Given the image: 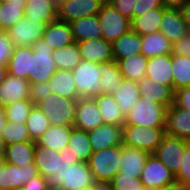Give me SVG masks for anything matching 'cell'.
<instances>
[{"mask_svg": "<svg viewBox=\"0 0 190 190\" xmlns=\"http://www.w3.org/2000/svg\"><path fill=\"white\" fill-rule=\"evenodd\" d=\"M14 50V46L9 40L6 32H0V65L7 66L9 58Z\"/></svg>", "mask_w": 190, "mask_h": 190, "instance_id": "681fc988", "label": "cell"}, {"mask_svg": "<svg viewBox=\"0 0 190 190\" xmlns=\"http://www.w3.org/2000/svg\"><path fill=\"white\" fill-rule=\"evenodd\" d=\"M5 151H6V144H5V142L3 141V139L1 138V135H0V159H4Z\"/></svg>", "mask_w": 190, "mask_h": 190, "instance_id": "94428289", "label": "cell"}, {"mask_svg": "<svg viewBox=\"0 0 190 190\" xmlns=\"http://www.w3.org/2000/svg\"><path fill=\"white\" fill-rule=\"evenodd\" d=\"M37 106L49 119L51 125L73 126L77 99H67L51 93Z\"/></svg>", "mask_w": 190, "mask_h": 190, "instance_id": "ba28073f", "label": "cell"}, {"mask_svg": "<svg viewBox=\"0 0 190 190\" xmlns=\"http://www.w3.org/2000/svg\"><path fill=\"white\" fill-rule=\"evenodd\" d=\"M49 190H82L94 183V177L88 162L71 164L61 174L47 178Z\"/></svg>", "mask_w": 190, "mask_h": 190, "instance_id": "3957f363", "label": "cell"}, {"mask_svg": "<svg viewBox=\"0 0 190 190\" xmlns=\"http://www.w3.org/2000/svg\"><path fill=\"white\" fill-rule=\"evenodd\" d=\"M1 138L7 145L32 141L26 123L6 122L1 132Z\"/></svg>", "mask_w": 190, "mask_h": 190, "instance_id": "7bdbcfd3", "label": "cell"}, {"mask_svg": "<svg viewBox=\"0 0 190 190\" xmlns=\"http://www.w3.org/2000/svg\"><path fill=\"white\" fill-rule=\"evenodd\" d=\"M26 125L31 140L37 142L51 126V123L38 106H33L27 118Z\"/></svg>", "mask_w": 190, "mask_h": 190, "instance_id": "b9f144b4", "label": "cell"}, {"mask_svg": "<svg viewBox=\"0 0 190 190\" xmlns=\"http://www.w3.org/2000/svg\"><path fill=\"white\" fill-rule=\"evenodd\" d=\"M117 11L133 20V9L138 0H107Z\"/></svg>", "mask_w": 190, "mask_h": 190, "instance_id": "f907efd6", "label": "cell"}, {"mask_svg": "<svg viewBox=\"0 0 190 190\" xmlns=\"http://www.w3.org/2000/svg\"><path fill=\"white\" fill-rule=\"evenodd\" d=\"M53 94L65 97L67 99L80 98L72 71L58 69L48 81Z\"/></svg>", "mask_w": 190, "mask_h": 190, "instance_id": "4316f807", "label": "cell"}, {"mask_svg": "<svg viewBox=\"0 0 190 190\" xmlns=\"http://www.w3.org/2000/svg\"><path fill=\"white\" fill-rule=\"evenodd\" d=\"M184 20L188 25V35L190 36V1L184 5L181 9Z\"/></svg>", "mask_w": 190, "mask_h": 190, "instance_id": "6f0895ef", "label": "cell"}, {"mask_svg": "<svg viewBox=\"0 0 190 190\" xmlns=\"http://www.w3.org/2000/svg\"><path fill=\"white\" fill-rule=\"evenodd\" d=\"M159 32L163 33L171 44L188 34V25L180 9L165 8Z\"/></svg>", "mask_w": 190, "mask_h": 190, "instance_id": "d6986e66", "label": "cell"}, {"mask_svg": "<svg viewBox=\"0 0 190 190\" xmlns=\"http://www.w3.org/2000/svg\"><path fill=\"white\" fill-rule=\"evenodd\" d=\"M36 142L25 141L6 146L4 161L18 167L34 163Z\"/></svg>", "mask_w": 190, "mask_h": 190, "instance_id": "83f0119b", "label": "cell"}, {"mask_svg": "<svg viewBox=\"0 0 190 190\" xmlns=\"http://www.w3.org/2000/svg\"><path fill=\"white\" fill-rule=\"evenodd\" d=\"M165 132L190 141V112L172 104L167 108Z\"/></svg>", "mask_w": 190, "mask_h": 190, "instance_id": "ac0fdd59", "label": "cell"}, {"mask_svg": "<svg viewBox=\"0 0 190 190\" xmlns=\"http://www.w3.org/2000/svg\"><path fill=\"white\" fill-rule=\"evenodd\" d=\"M21 190H49L48 181L39 174L22 186Z\"/></svg>", "mask_w": 190, "mask_h": 190, "instance_id": "db71d44e", "label": "cell"}, {"mask_svg": "<svg viewBox=\"0 0 190 190\" xmlns=\"http://www.w3.org/2000/svg\"><path fill=\"white\" fill-rule=\"evenodd\" d=\"M165 190H190V188L174 185V186L165 188Z\"/></svg>", "mask_w": 190, "mask_h": 190, "instance_id": "6125c7cd", "label": "cell"}, {"mask_svg": "<svg viewBox=\"0 0 190 190\" xmlns=\"http://www.w3.org/2000/svg\"><path fill=\"white\" fill-rule=\"evenodd\" d=\"M121 159V145L93 151L89 158V169L95 181L111 182L119 173Z\"/></svg>", "mask_w": 190, "mask_h": 190, "instance_id": "5b68a950", "label": "cell"}, {"mask_svg": "<svg viewBox=\"0 0 190 190\" xmlns=\"http://www.w3.org/2000/svg\"><path fill=\"white\" fill-rule=\"evenodd\" d=\"M165 7L181 9L189 0H163Z\"/></svg>", "mask_w": 190, "mask_h": 190, "instance_id": "9f6ffc18", "label": "cell"}, {"mask_svg": "<svg viewBox=\"0 0 190 190\" xmlns=\"http://www.w3.org/2000/svg\"><path fill=\"white\" fill-rule=\"evenodd\" d=\"M82 190H91V186L85 187Z\"/></svg>", "mask_w": 190, "mask_h": 190, "instance_id": "003e7915", "label": "cell"}, {"mask_svg": "<svg viewBox=\"0 0 190 190\" xmlns=\"http://www.w3.org/2000/svg\"><path fill=\"white\" fill-rule=\"evenodd\" d=\"M42 39L53 50L72 44L74 36L70 23L55 20L47 24Z\"/></svg>", "mask_w": 190, "mask_h": 190, "instance_id": "cb8c5ba5", "label": "cell"}, {"mask_svg": "<svg viewBox=\"0 0 190 190\" xmlns=\"http://www.w3.org/2000/svg\"><path fill=\"white\" fill-rule=\"evenodd\" d=\"M34 104L30 99H24L11 103L4 107L6 120L8 122L26 123Z\"/></svg>", "mask_w": 190, "mask_h": 190, "instance_id": "ee69618b", "label": "cell"}, {"mask_svg": "<svg viewBox=\"0 0 190 190\" xmlns=\"http://www.w3.org/2000/svg\"><path fill=\"white\" fill-rule=\"evenodd\" d=\"M171 54L173 56L190 57V36L188 34L172 43Z\"/></svg>", "mask_w": 190, "mask_h": 190, "instance_id": "816d5d0a", "label": "cell"}, {"mask_svg": "<svg viewBox=\"0 0 190 190\" xmlns=\"http://www.w3.org/2000/svg\"><path fill=\"white\" fill-rule=\"evenodd\" d=\"M172 54L148 58L146 77L173 88Z\"/></svg>", "mask_w": 190, "mask_h": 190, "instance_id": "603a6c76", "label": "cell"}, {"mask_svg": "<svg viewBox=\"0 0 190 190\" xmlns=\"http://www.w3.org/2000/svg\"><path fill=\"white\" fill-rule=\"evenodd\" d=\"M75 86L80 98H95L104 94L101 83V64L82 60L72 70Z\"/></svg>", "mask_w": 190, "mask_h": 190, "instance_id": "52a82bcc", "label": "cell"}, {"mask_svg": "<svg viewBox=\"0 0 190 190\" xmlns=\"http://www.w3.org/2000/svg\"><path fill=\"white\" fill-rule=\"evenodd\" d=\"M24 17L40 20L46 25L57 20V0H26Z\"/></svg>", "mask_w": 190, "mask_h": 190, "instance_id": "d4e9b609", "label": "cell"}, {"mask_svg": "<svg viewBox=\"0 0 190 190\" xmlns=\"http://www.w3.org/2000/svg\"><path fill=\"white\" fill-rule=\"evenodd\" d=\"M114 190H143L144 185L140 178L117 173L111 181Z\"/></svg>", "mask_w": 190, "mask_h": 190, "instance_id": "bcb514c9", "label": "cell"}, {"mask_svg": "<svg viewBox=\"0 0 190 190\" xmlns=\"http://www.w3.org/2000/svg\"><path fill=\"white\" fill-rule=\"evenodd\" d=\"M143 190H165V188H160V189L144 188Z\"/></svg>", "mask_w": 190, "mask_h": 190, "instance_id": "03108f58", "label": "cell"}, {"mask_svg": "<svg viewBox=\"0 0 190 190\" xmlns=\"http://www.w3.org/2000/svg\"><path fill=\"white\" fill-rule=\"evenodd\" d=\"M173 90L190 87V57L172 55Z\"/></svg>", "mask_w": 190, "mask_h": 190, "instance_id": "60d3db41", "label": "cell"}, {"mask_svg": "<svg viewBox=\"0 0 190 190\" xmlns=\"http://www.w3.org/2000/svg\"><path fill=\"white\" fill-rule=\"evenodd\" d=\"M7 75H8L7 66L0 65V85L3 83Z\"/></svg>", "mask_w": 190, "mask_h": 190, "instance_id": "91938a15", "label": "cell"}, {"mask_svg": "<svg viewBox=\"0 0 190 190\" xmlns=\"http://www.w3.org/2000/svg\"><path fill=\"white\" fill-rule=\"evenodd\" d=\"M113 57L116 62L135 54H141V36L132 29L112 43Z\"/></svg>", "mask_w": 190, "mask_h": 190, "instance_id": "484cf974", "label": "cell"}, {"mask_svg": "<svg viewBox=\"0 0 190 190\" xmlns=\"http://www.w3.org/2000/svg\"><path fill=\"white\" fill-rule=\"evenodd\" d=\"M186 142L185 139L165 134L153 154L176 175L180 170Z\"/></svg>", "mask_w": 190, "mask_h": 190, "instance_id": "4fadbf2b", "label": "cell"}, {"mask_svg": "<svg viewBox=\"0 0 190 190\" xmlns=\"http://www.w3.org/2000/svg\"><path fill=\"white\" fill-rule=\"evenodd\" d=\"M48 81L30 83V100L37 106L44 98L48 97L52 91Z\"/></svg>", "mask_w": 190, "mask_h": 190, "instance_id": "7dc6e473", "label": "cell"}, {"mask_svg": "<svg viewBox=\"0 0 190 190\" xmlns=\"http://www.w3.org/2000/svg\"><path fill=\"white\" fill-rule=\"evenodd\" d=\"M52 58L57 69L72 71L82 61L81 53L77 42L55 49Z\"/></svg>", "mask_w": 190, "mask_h": 190, "instance_id": "74e56055", "label": "cell"}, {"mask_svg": "<svg viewBox=\"0 0 190 190\" xmlns=\"http://www.w3.org/2000/svg\"><path fill=\"white\" fill-rule=\"evenodd\" d=\"M107 0H59L57 20L70 23L79 18L98 15Z\"/></svg>", "mask_w": 190, "mask_h": 190, "instance_id": "8fae6325", "label": "cell"}, {"mask_svg": "<svg viewBox=\"0 0 190 190\" xmlns=\"http://www.w3.org/2000/svg\"><path fill=\"white\" fill-rule=\"evenodd\" d=\"M138 89L143 99L154 100L167 108L174 104L175 91L171 86L159 84L145 76L138 81Z\"/></svg>", "mask_w": 190, "mask_h": 190, "instance_id": "7402d4cb", "label": "cell"}, {"mask_svg": "<svg viewBox=\"0 0 190 190\" xmlns=\"http://www.w3.org/2000/svg\"><path fill=\"white\" fill-rule=\"evenodd\" d=\"M7 120H6V115H5V111L2 107H0V135L2 132V129L4 128V125L6 124Z\"/></svg>", "mask_w": 190, "mask_h": 190, "instance_id": "680465c9", "label": "cell"}, {"mask_svg": "<svg viewBox=\"0 0 190 190\" xmlns=\"http://www.w3.org/2000/svg\"><path fill=\"white\" fill-rule=\"evenodd\" d=\"M174 103L190 112V87H182L175 91Z\"/></svg>", "mask_w": 190, "mask_h": 190, "instance_id": "f5cc1de1", "label": "cell"}, {"mask_svg": "<svg viewBox=\"0 0 190 190\" xmlns=\"http://www.w3.org/2000/svg\"><path fill=\"white\" fill-rule=\"evenodd\" d=\"M113 97L125 116L140 98L138 82L123 78Z\"/></svg>", "mask_w": 190, "mask_h": 190, "instance_id": "8d00e7d4", "label": "cell"}, {"mask_svg": "<svg viewBox=\"0 0 190 190\" xmlns=\"http://www.w3.org/2000/svg\"><path fill=\"white\" fill-rule=\"evenodd\" d=\"M74 42L91 40L102 37L98 15L79 18L70 22Z\"/></svg>", "mask_w": 190, "mask_h": 190, "instance_id": "f1b7e54d", "label": "cell"}, {"mask_svg": "<svg viewBox=\"0 0 190 190\" xmlns=\"http://www.w3.org/2000/svg\"><path fill=\"white\" fill-rule=\"evenodd\" d=\"M165 134V127L123 125L122 145L142 149L153 154Z\"/></svg>", "mask_w": 190, "mask_h": 190, "instance_id": "277c9868", "label": "cell"}, {"mask_svg": "<svg viewBox=\"0 0 190 190\" xmlns=\"http://www.w3.org/2000/svg\"><path fill=\"white\" fill-rule=\"evenodd\" d=\"M175 179L176 185L190 188V141L186 142L180 170L175 175Z\"/></svg>", "mask_w": 190, "mask_h": 190, "instance_id": "f6af8a7d", "label": "cell"}, {"mask_svg": "<svg viewBox=\"0 0 190 190\" xmlns=\"http://www.w3.org/2000/svg\"><path fill=\"white\" fill-rule=\"evenodd\" d=\"M28 80L30 83L49 81L58 70L52 58L53 49L41 38L32 46Z\"/></svg>", "mask_w": 190, "mask_h": 190, "instance_id": "8992f818", "label": "cell"}, {"mask_svg": "<svg viewBox=\"0 0 190 190\" xmlns=\"http://www.w3.org/2000/svg\"><path fill=\"white\" fill-rule=\"evenodd\" d=\"M165 8H156L134 18L131 21L132 30L140 36L159 32Z\"/></svg>", "mask_w": 190, "mask_h": 190, "instance_id": "836d02e7", "label": "cell"}, {"mask_svg": "<svg viewBox=\"0 0 190 190\" xmlns=\"http://www.w3.org/2000/svg\"><path fill=\"white\" fill-rule=\"evenodd\" d=\"M161 7H165L163 0H138L133 9V19Z\"/></svg>", "mask_w": 190, "mask_h": 190, "instance_id": "c3c4849f", "label": "cell"}, {"mask_svg": "<svg viewBox=\"0 0 190 190\" xmlns=\"http://www.w3.org/2000/svg\"><path fill=\"white\" fill-rule=\"evenodd\" d=\"M72 128L73 126L51 125L37 143L40 146L60 151L68 146Z\"/></svg>", "mask_w": 190, "mask_h": 190, "instance_id": "e575fe53", "label": "cell"}, {"mask_svg": "<svg viewBox=\"0 0 190 190\" xmlns=\"http://www.w3.org/2000/svg\"><path fill=\"white\" fill-rule=\"evenodd\" d=\"M77 43L82 60L99 64L114 60L112 43L102 37Z\"/></svg>", "mask_w": 190, "mask_h": 190, "instance_id": "e0dca14e", "label": "cell"}, {"mask_svg": "<svg viewBox=\"0 0 190 190\" xmlns=\"http://www.w3.org/2000/svg\"><path fill=\"white\" fill-rule=\"evenodd\" d=\"M101 83L100 86L104 94L113 95L120 87L123 80L118 62L115 60L101 63Z\"/></svg>", "mask_w": 190, "mask_h": 190, "instance_id": "f35d334b", "label": "cell"}, {"mask_svg": "<svg viewBox=\"0 0 190 190\" xmlns=\"http://www.w3.org/2000/svg\"><path fill=\"white\" fill-rule=\"evenodd\" d=\"M30 99V81L8 74L0 85V107Z\"/></svg>", "mask_w": 190, "mask_h": 190, "instance_id": "2e32d148", "label": "cell"}, {"mask_svg": "<svg viewBox=\"0 0 190 190\" xmlns=\"http://www.w3.org/2000/svg\"><path fill=\"white\" fill-rule=\"evenodd\" d=\"M140 180L144 188L160 189L176 185L175 174L154 154L147 158Z\"/></svg>", "mask_w": 190, "mask_h": 190, "instance_id": "30bf717a", "label": "cell"}, {"mask_svg": "<svg viewBox=\"0 0 190 190\" xmlns=\"http://www.w3.org/2000/svg\"><path fill=\"white\" fill-rule=\"evenodd\" d=\"M141 54L146 58L171 54V42L160 32L141 36Z\"/></svg>", "mask_w": 190, "mask_h": 190, "instance_id": "f546056e", "label": "cell"}, {"mask_svg": "<svg viewBox=\"0 0 190 190\" xmlns=\"http://www.w3.org/2000/svg\"><path fill=\"white\" fill-rule=\"evenodd\" d=\"M46 24L40 20L23 17L6 31L14 47L32 46L43 37Z\"/></svg>", "mask_w": 190, "mask_h": 190, "instance_id": "7c38bea8", "label": "cell"}, {"mask_svg": "<svg viewBox=\"0 0 190 190\" xmlns=\"http://www.w3.org/2000/svg\"><path fill=\"white\" fill-rule=\"evenodd\" d=\"M4 164H5L4 159H0V173H1V171L3 170Z\"/></svg>", "mask_w": 190, "mask_h": 190, "instance_id": "e7e4bbea", "label": "cell"}, {"mask_svg": "<svg viewBox=\"0 0 190 190\" xmlns=\"http://www.w3.org/2000/svg\"><path fill=\"white\" fill-rule=\"evenodd\" d=\"M27 2L0 3V28L6 32L24 17V7Z\"/></svg>", "mask_w": 190, "mask_h": 190, "instance_id": "ab89813d", "label": "cell"}, {"mask_svg": "<svg viewBox=\"0 0 190 190\" xmlns=\"http://www.w3.org/2000/svg\"><path fill=\"white\" fill-rule=\"evenodd\" d=\"M81 162L80 159H74L68 152V147H64L60 151L40 146L36 142L34 165L38 169L39 174L44 178H48L53 174H61L71 164Z\"/></svg>", "mask_w": 190, "mask_h": 190, "instance_id": "7a4b0ae2", "label": "cell"}, {"mask_svg": "<svg viewBox=\"0 0 190 190\" xmlns=\"http://www.w3.org/2000/svg\"><path fill=\"white\" fill-rule=\"evenodd\" d=\"M39 175L34 163L18 167L5 162L0 173V190H21L30 179Z\"/></svg>", "mask_w": 190, "mask_h": 190, "instance_id": "5bb4252c", "label": "cell"}, {"mask_svg": "<svg viewBox=\"0 0 190 190\" xmlns=\"http://www.w3.org/2000/svg\"><path fill=\"white\" fill-rule=\"evenodd\" d=\"M91 190H114L111 182L108 181H94L91 185Z\"/></svg>", "mask_w": 190, "mask_h": 190, "instance_id": "11a10c76", "label": "cell"}, {"mask_svg": "<svg viewBox=\"0 0 190 190\" xmlns=\"http://www.w3.org/2000/svg\"><path fill=\"white\" fill-rule=\"evenodd\" d=\"M147 64L148 58L142 54H135L118 61L121 75L125 79L136 82L140 81L146 76Z\"/></svg>", "mask_w": 190, "mask_h": 190, "instance_id": "d590c367", "label": "cell"}, {"mask_svg": "<svg viewBox=\"0 0 190 190\" xmlns=\"http://www.w3.org/2000/svg\"><path fill=\"white\" fill-rule=\"evenodd\" d=\"M93 151L122 145V126L102 124L88 132Z\"/></svg>", "mask_w": 190, "mask_h": 190, "instance_id": "ffe728a7", "label": "cell"}, {"mask_svg": "<svg viewBox=\"0 0 190 190\" xmlns=\"http://www.w3.org/2000/svg\"><path fill=\"white\" fill-rule=\"evenodd\" d=\"M150 153L125 145H121V159L119 173H124L134 178H140L142 169Z\"/></svg>", "mask_w": 190, "mask_h": 190, "instance_id": "44dd1931", "label": "cell"}, {"mask_svg": "<svg viewBox=\"0 0 190 190\" xmlns=\"http://www.w3.org/2000/svg\"><path fill=\"white\" fill-rule=\"evenodd\" d=\"M102 124L104 123L95 98H78L73 127L89 132Z\"/></svg>", "mask_w": 190, "mask_h": 190, "instance_id": "9a60e30c", "label": "cell"}, {"mask_svg": "<svg viewBox=\"0 0 190 190\" xmlns=\"http://www.w3.org/2000/svg\"><path fill=\"white\" fill-rule=\"evenodd\" d=\"M67 147L74 159H80L83 162H88L93 153L88 132L74 127L71 129Z\"/></svg>", "mask_w": 190, "mask_h": 190, "instance_id": "d6a6232c", "label": "cell"}, {"mask_svg": "<svg viewBox=\"0 0 190 190\" xmlns=\"http://www.w3.org/2000/svg\"><path fill=\"white\" fill-rule=\"evenodd\" d=\"M30 57H32L31 46L14 47L7 64L8 74L28 79Z\"/></svg>", "mask_w": 190, "mask_h": 190, "instance_id": "1f68e13d", "label": "cell"}, {"mask_svg": "<svg viewBox=\"0 0 190 190\" xmlns=\"http://www.w3.org/2000/svg\"><path fill=\"white\" fill-rule=\"evenodd\" d=\"M6 2H27L26 0H0V3H6Z\"/></svg>", "mask_w": 190, "mask_h": 190, "instance_id": "be15d7a7", "label": "cell"}, {"mask_svg": "<svg viewBox=\"0 0 190 190\" xmlns=\"http://www.w3.org/2000/svg\"><path fill=\"white\" fill-rule=\"evenodd\" d=\"M98 19L102 38L111 43L132 29L131 20L123 16L108 1L98 13Z\"/></svg>", "mask_w": 190, "mask_h": 190, "instance_id": "9c48e42d", "label": "cell"}, {"mask_svg": "<svg viewBox=\"0 0 190 190\" xmlns=\"http://www.w3.org/2000/svg\"><path fill=\"white\" fill-rule=\"evenodd\" d=\"M167 107L164 104L142 97L125 115L124 125L142 127H165Z\"/></svg>", "mask_w": 190, "mask_h": 190, "instance_id": "6da1fadb", "label": "cell"}, {"mask_svg": "<svg viewBox=\"0 0 190 190\" xmlns=\"http://www.w3.org/2000/svg\"><path fill=\"white\" fill-rule=\"evenodd\" d=\"M95 100L104 124L124 125L125 116L113 95L103 94L95 97Z\"/></svg>", "mask_w": 190, "mask_h": 190, "instance_id": "4dcf8cb0", "label": "cell"}]
</instances>
